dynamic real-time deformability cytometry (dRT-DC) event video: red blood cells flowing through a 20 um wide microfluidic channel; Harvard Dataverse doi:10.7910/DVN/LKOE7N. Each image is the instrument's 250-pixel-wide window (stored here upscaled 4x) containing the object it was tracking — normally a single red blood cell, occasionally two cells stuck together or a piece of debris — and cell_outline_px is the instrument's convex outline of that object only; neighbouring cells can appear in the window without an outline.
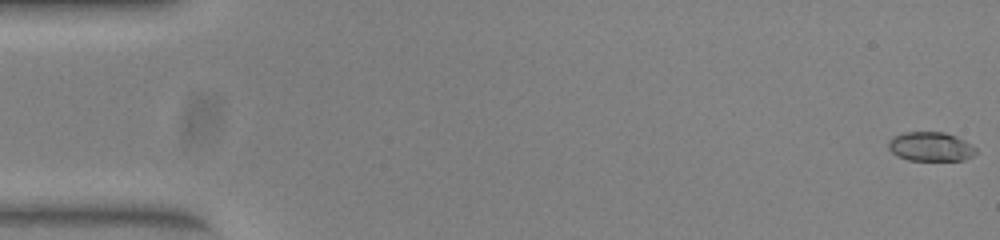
{"species": "common noctule bat (a hibernating species)", "species_latin": "Nyctalus noctula", "temperature_condition": "warm", "stored_images_in_passage": 52, "camera_frame_rate_fps": 3000, "um_per_image_px": 0.085, "animal": {"sex": "female", "body_mass_g": 23.0, "forearm_length_mm": 53.4}, "frame": {"image": 1, "passage_image": 1, "time_ms": 0.0, "image_size_px": [1000, 240], "cell_outline_px": [[976, 152], [972, 156], [964, 160], [908, 160], [896, 156], [888, 148], [888, 140], [904, 132], [944, 132], [956, 136], [972, 144], [976, 148]], "centroid_in_image_um": [79.1, 12.46], "position_along_channel_um": 5.9, "area_um2": 14.91}}
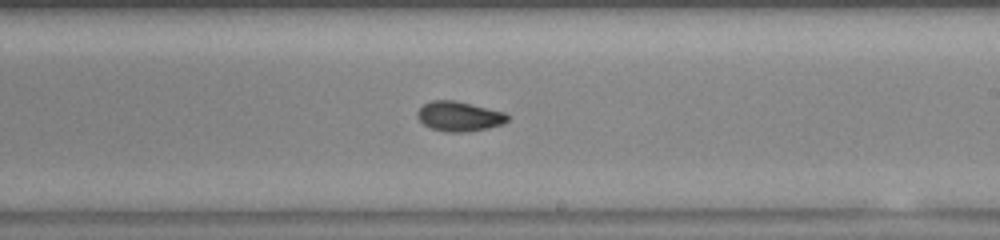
{"frame": {"image": 2, "passage_image": 31, "time_ms": 10.0, "image_size_px": [1000, 240], "cell_outline_px": [[508, 120], [504, 124], [488, 128], [464, 132], [448, 132], [432, 128], [424, 124], [416, 116], [416, 112], [424, 104], [432, 100], [456, 100], [504, 112], [508, 116]], "centroid_in_image_um": [39.03, 9.88], "position_along_channel_um": 250.0, "area_um2": 15.61}}
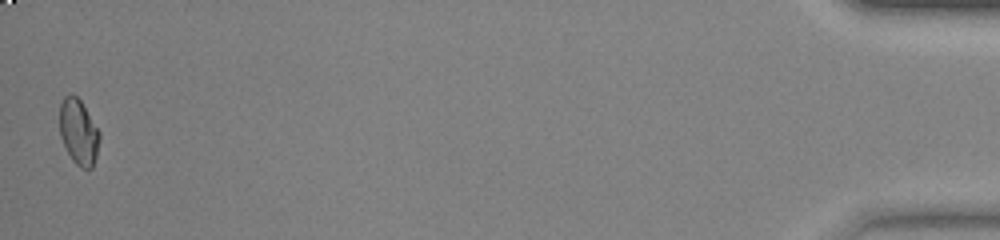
{"frame": {"image": 3, "passage_image": 52, "time_ms": 17.0, "image_size_px": [1000, 240], "cell_outline_px": [[100, 136], [96, 156], [92, 168], [80, 168], [72, 160], [60, 136], [60, 104], [64, 96], [72, 92], [80, 100], [100, 132]], "centroid_in_image_um": [6.67, 11.2], "position_along_channel_um": 428.5, "area_um2": 15.14}, "authors_computed_cell_mechanics": {"area_um2": 15.4326, "velocity_mm_per_s": 3.955, "shape_relaxation_time_tau1_ms": 8.2701, "shape_relaxation_time_tau2_ms": 1.4436, "deformation_change_tau1": 0.1672, "deformation_change_tau2": 0.0507}}